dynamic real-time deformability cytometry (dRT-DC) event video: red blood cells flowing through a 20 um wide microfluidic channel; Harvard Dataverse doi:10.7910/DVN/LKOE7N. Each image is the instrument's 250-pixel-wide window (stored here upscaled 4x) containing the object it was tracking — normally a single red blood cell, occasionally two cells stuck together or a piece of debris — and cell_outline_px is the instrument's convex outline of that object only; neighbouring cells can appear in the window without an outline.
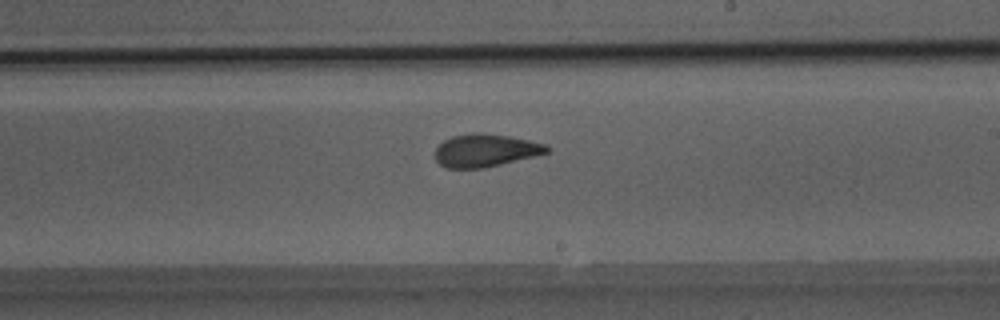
{"species": "Egyptian fruit bat (a non-hibernating species)", "species_latin": "Rousettus aegyptiacus", "temperature_condition": "room temperature", "stored_images_in_passage": 42, "camera_frame_rate_fps": 3000, "um_per_image_px": 0.085, "animal": {"sex": "male"}, "frame": {"image": 1, "passage_image": 22, "time_ms": 7.0, "image_size_px": [1000, 320], "cell_outline_px": [[552, 148], [548, 152], [484, 168], [444, 168], [436, 160], [436, 148], [444, 140], [452, 136], [472, 132], [476, 132], [508, 136], [548, 144]], "centroid_in_image_um": [41.25, 12.78], "position_along_channel_um": 247.7, "area_um2": 21.21}}
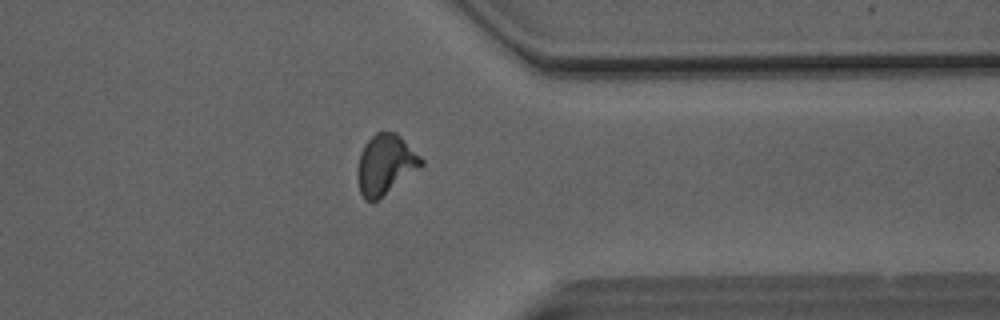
{"frame": {"image": 2, "passage_image": 32, "time_ms": 10.333, "image_size_px": [1000, 320], "cell_outline_px": [[424, 164], [372, 204], [364, 200], [360, 192], [356, 176], [356, 172], [360, 152], [364, 144], [376, 132], [396, 132], [424, 160]], "centroid_in_image_um": [32.71, 14.0], "position_along_channel_um": 378.7, "area_um2": 22.25}}
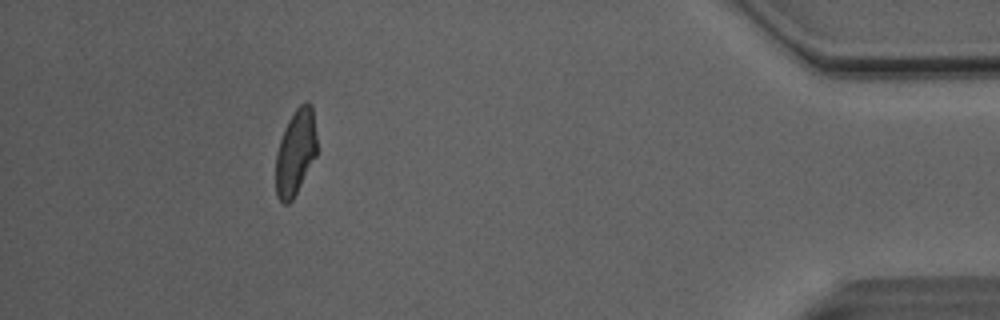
{"frame": {"image": 3, "passage_image": 38, "time_ms": 12.333, "image_size_px": [1000, 320], "cell_outline_px": [[316, 156], [292, 200], [288, 204], [284, 204], [276, 196], [276, 152], [284, 128], [288, 120], [296, 108], [304, 100], [308, 100], [312, 104], [316, 136]], "centroid_in_image_um": [25.12, 12.91], "position_along_channel_um": 410.1, "area_um2": 20.58}, "authors_computed_cell_mechanics": {"area_um2": 21.4438, "velocity_mm_per_s": 4.1063, "shape_relaxation_time_tau1_ms": 5.5325, "shape_relaxation_time_tau2_ms": 1.55, "deformation_change_tau1": 0.1645, "deformation_change_tau2": 0.0803}}